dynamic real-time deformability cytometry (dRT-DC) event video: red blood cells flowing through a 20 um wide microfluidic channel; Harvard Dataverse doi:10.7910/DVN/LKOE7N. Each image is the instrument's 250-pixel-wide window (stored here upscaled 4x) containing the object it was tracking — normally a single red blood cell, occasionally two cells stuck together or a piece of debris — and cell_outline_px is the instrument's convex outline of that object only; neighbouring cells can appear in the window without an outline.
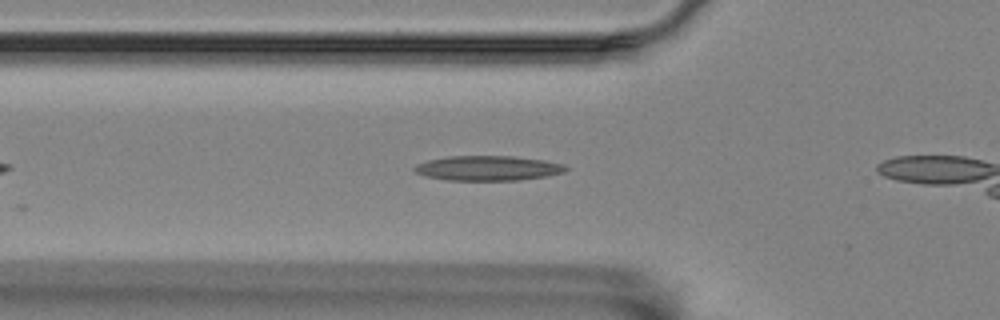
{"species": "Egyptian fruit bat (a non-hibernating species)", "species_latin": "Rousettus aegyptiacus", "temperature_condition": "room temperature", "stored_images_in_passage": 26, "camera_frame_rate_fps": 3000, "um_per_image_px": 0.085, "animal": {"sex": "female"}, "frame": {"image": 1, "passage_image": 6, "time_ms": 1.667, "image_size_px": [1000, 320], "cell_outline_px": [[568, 168], [564, 172], [548, 176], [516, 180], [444, 180], [424, 176], [416, 172], [412, 168], [416, 164], [428, 160], [448, 156], [512, 156], [544, 160], [564, 164]], "centroid_in_image_um": [41.45, 14.29], "position_along_channel_um": 84.3, "area_um2": 21.96}}
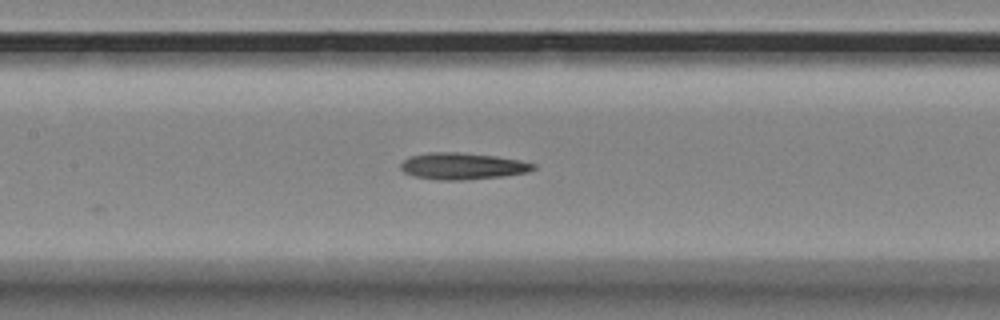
{"frame": {"image": 2, "passage_image": 13, "time_ms": 4.0, "image_size_px": [1000, 320], "cell_outline_px": [[536, 168], [528, 172], [504, 176], [464, 180], [436, 180], [416, 176], [404, 172], [400, 168], [400, 164], [404, 160], [412, 156], [428, 152], [460, 152], [496, 156], [520, 160], [536, 164]], "centroid_in_image_um": [39.33, 14.12], "position_along_channel_um": 168.1, "area_um2": 20.63}}
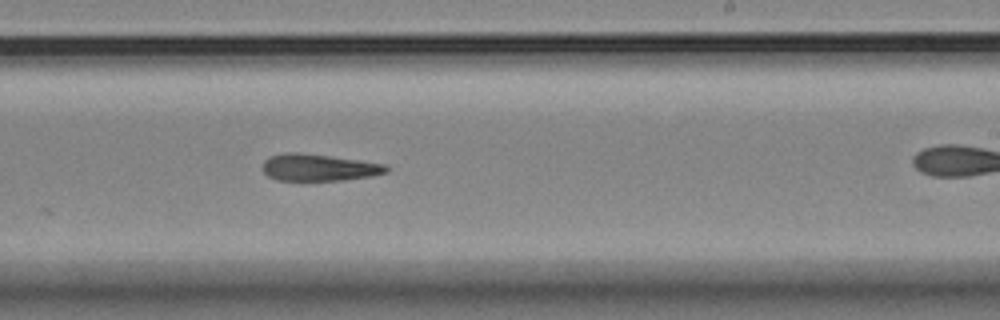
{"frame": {"image": 3, "passage_image": 21, "time_ms": 6.667, "image_size_px": [1000, 320], "cell_outline_px": [[388, 172], [368, 176], [344, 180], [276, 180], [268, 176], [264, 172], [264, 160], [268, 156], [284, 152], [296, 152], [328, 156], [384, 164], [388, 168]], "centroid_in_image_um": [27.04, 14.23], "position_along_channel_um": 262.0, "area_um2": 19.07}}